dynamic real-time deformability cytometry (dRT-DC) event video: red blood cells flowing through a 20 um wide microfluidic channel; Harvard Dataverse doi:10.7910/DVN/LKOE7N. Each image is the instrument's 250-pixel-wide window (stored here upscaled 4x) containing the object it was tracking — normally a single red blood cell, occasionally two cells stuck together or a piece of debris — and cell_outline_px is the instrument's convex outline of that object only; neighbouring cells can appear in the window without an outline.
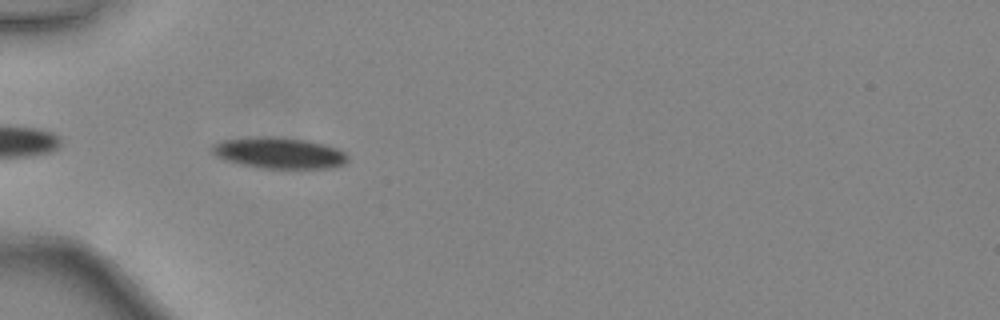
{"species": "common noctule bat (a hibernating species)", "species_latin": "Nyctalus noctula", "temperature_condition": "warm", "stored_images_in_passage": 10, "camera_frame_rate_fps": 3000, "um_per_image_px": 0.085, "animal": {"sex": "female", "body_mass_g": 24.6, "forearm_length_mm": 56.2}, "frame": {"image": 1, "passage_image": 2, "time_ms": 0.333, "image_size_px": [1000, 320], "cell_outline_px": [[348, 160], [344, 164], [324, 168], [264, 168], [240, 164], [224, 160], [216, 156], [208, 148], [212, 144], [220, 140], [256, 136], [276, 136], [308, 140], [324, 144], [336, 148], [344, 152], [348, 156]], "centroid_in_image_um": [23.65, 12.98], "position_along_channel_um": 61.3, "area_um2": 24.85}}
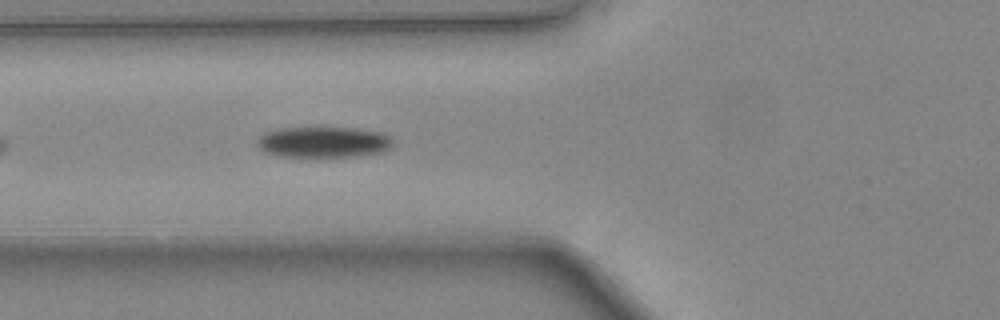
{"frame": {"image": 2, "passage_image": 5, "time_ms": 1.333, "image_size_px": [1000, 320], "cell_outline_px": [[392, 144], [384, 152], [356, 156], [276, 156], [264, 152], [256, 144], [256, 140], [264, 132], [276, 128], [356, 128], [380, 132], [388, 136], [392, 140]], "centroid_in_image_um": [27.44, 12.07], "position_along_channel_um": 98.4, "area_um2": 24.39}}